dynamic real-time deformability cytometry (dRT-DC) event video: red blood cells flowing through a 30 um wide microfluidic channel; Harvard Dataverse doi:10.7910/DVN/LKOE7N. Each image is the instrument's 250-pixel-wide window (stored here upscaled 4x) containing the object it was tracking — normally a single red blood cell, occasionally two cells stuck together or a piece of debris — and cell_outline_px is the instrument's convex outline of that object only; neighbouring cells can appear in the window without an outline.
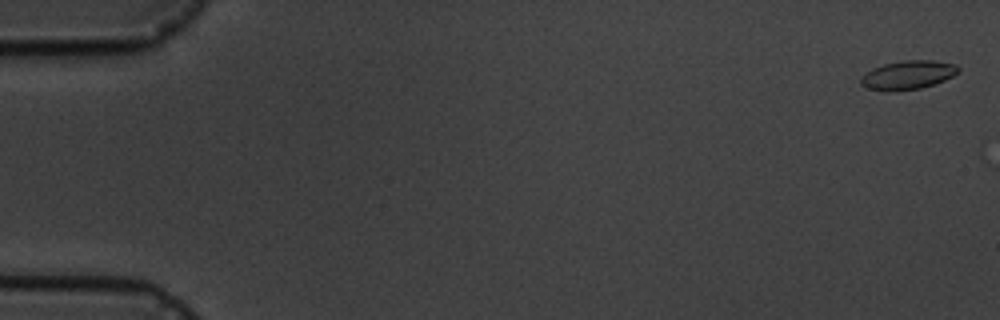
{"species": "common noctule bat (a hibernating species)", "species_latin": "Nyctalus noctula", "temperature_condition": "cold", "stored_images_in_passage": 7, "camera_frame_rate_fps": 3000, "um_per_image_px": 0.085, "animal": {"sex": "male", "body_mass_g": 19.5, "forearm_length_mm": 54.6}, "frame": {"image": 1, "passage_image": 1, "time_ms": 0.0, "image_size_px": [1000, 320], "cell_outline_px": [[960, 68], [952, 76], [944, 80], [920, 88], [884, 92], [864, 88], [860, 84], [860, 80], [872, 68], [884, 64], [904, 60], [932, 60], [956, 64]], "centroid_in_image_um": [77.13, 6.38], "position_along_channel_um": 7.9, "area_um2": 16.24}}
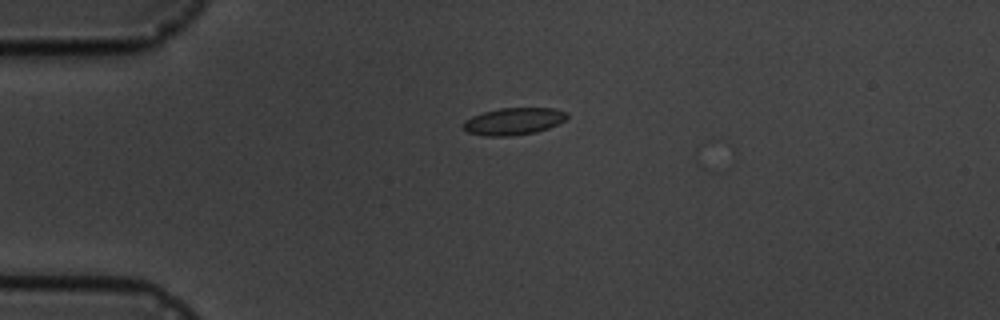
{"frame": {"image": 2, "passage_image": 5, "time_ms": 4.333, "image_size_px": [1000, 320], "cell_outline_px": [[568, 116], [564, 120], [548, 128], [536, 132], [508, 136], [484, 136], [468, 132], [460, 124], [464, 120], [472, 116], [484, 112], [500, 108], [556, 108], [568, 112]], "centroid_in_image_um": [43.64, 10.3], "position_along_channel_um": 41.4, "area_um2": 16.42}}
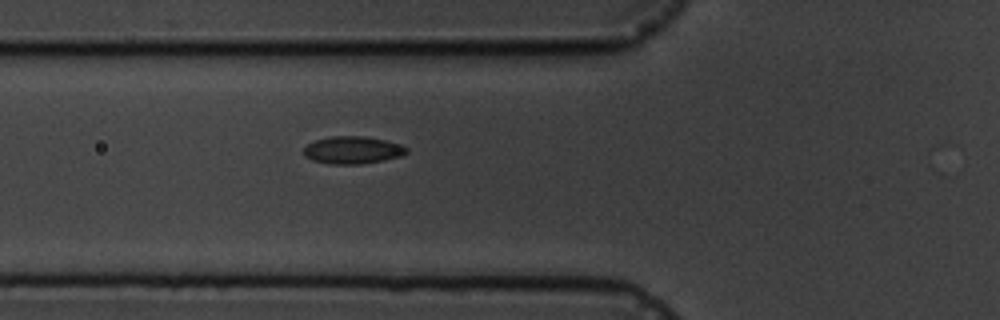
{"frame": {"image": 3, "passage_image": 7, "time_ms": 6.667, "image_size_px": [1000, 320], "cell_outline_px": [[408, 152], [400, 156], [384, 160], [360, 164], [328, 164], [312, 160], [304, 156], [304, 148], [308, 144], [316, 140], [332, 136], [364, 136], [384, 140], [400, 144], [408, 148]], "centroid_in_image_um": [29.97, 12.76], "position_along_channel_um": 95.8, "area_um2": 16.42}}